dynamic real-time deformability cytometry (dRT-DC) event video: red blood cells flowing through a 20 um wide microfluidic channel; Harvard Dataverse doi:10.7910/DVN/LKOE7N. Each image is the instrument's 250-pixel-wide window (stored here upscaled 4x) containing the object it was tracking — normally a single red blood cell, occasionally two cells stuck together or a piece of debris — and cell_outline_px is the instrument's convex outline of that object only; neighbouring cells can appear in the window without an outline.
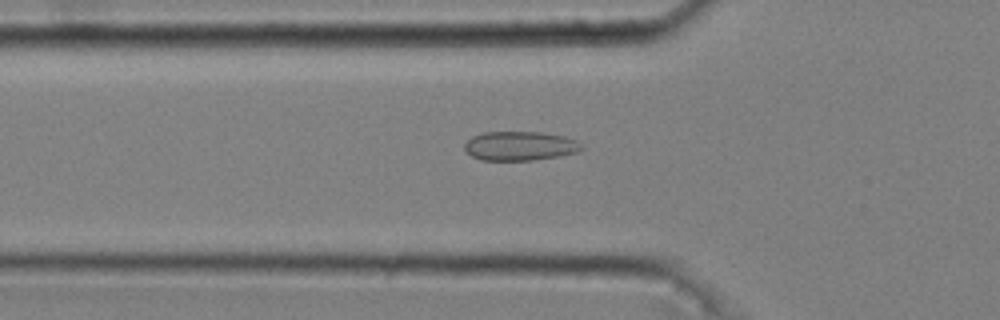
{"species": "common noctule bat (a hibernating species)", "species_latin": "Nyctalus noctula", "temperature_condition": "cold", "stored_images_in_passage": 50, "camera_frame_rate_fps": 3000, "um_per_image_px": 0.085, "animal": {"sex": "male", "body_mass_g": 20.4}, "frame": {"image": 1, "passage_image": 18, "time_ms": 5.667, "image_size_px": [1000, 320], "cell_outline_px": [[584, 148], [580, 152], [560, 156], [532, 160], [480, 160], [472, 156], [464, 148], [464, 144], [472, 136], [484, 132], [544, 132], [564, 136], [576, 140]], "centroid_in_image_um": [44.22, 12.4], "position_along_channel_um": 81.6, "area_um2": 20.0}}
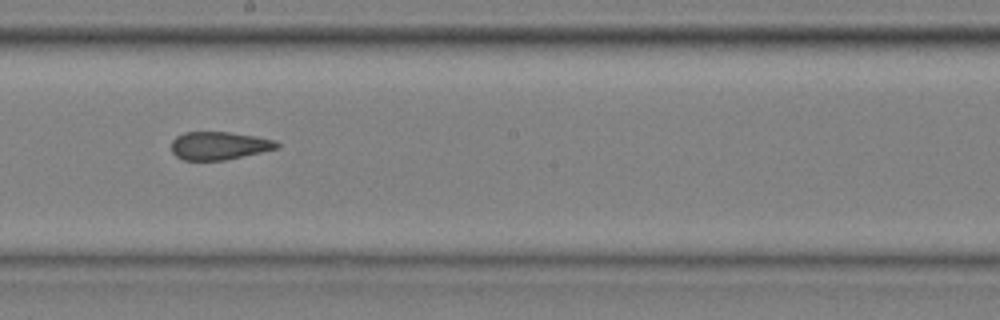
{"frame": {"image": 2, "passage_image": 30, "time_ms": 9.667, "image_size_px": [1000, 320], "cell_outline_px": [[280, 148], [224, 160], [184, 160], [176, 156], [172, 152], [172, 140], [176, 136], [184, 132], [228, 132], [256, 136], [276, 140], [280, 144]], "centroid_in_image_um": [18.64, 12.37], "position_along_channel_um": 229.6, "area_um2": 17.28}}
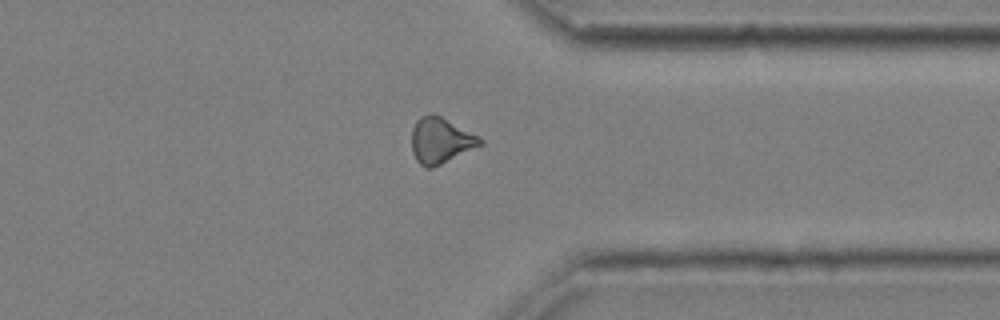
{"frame": {"image": 3, "passage_image": 42, "time_ms": 13.667, "image_size_px": [1000, 320], "cell_outline_px": [[484, 144], [432, 168], [424, 168], [416, 160], [412, 152], [412, 128], [416, 120], [420, 116], [440, 116], [480, 136], [484, 140]], "centroid_in_image_um": [37.46, 11.97], "position_along_channel_um": 373.9, "area_um2": 18.15}, "authors_computed_cell_mechanics": {"area_um2": 18.2937, "velocity_mm_per_s": 3.693, "shape_relaxation_time_tau1_ms": null, "shape_relaxation_time_tau2_ms": 1.6804, "deformation_change_tau1": null, "deformation_change_tau2": 0.0709}}